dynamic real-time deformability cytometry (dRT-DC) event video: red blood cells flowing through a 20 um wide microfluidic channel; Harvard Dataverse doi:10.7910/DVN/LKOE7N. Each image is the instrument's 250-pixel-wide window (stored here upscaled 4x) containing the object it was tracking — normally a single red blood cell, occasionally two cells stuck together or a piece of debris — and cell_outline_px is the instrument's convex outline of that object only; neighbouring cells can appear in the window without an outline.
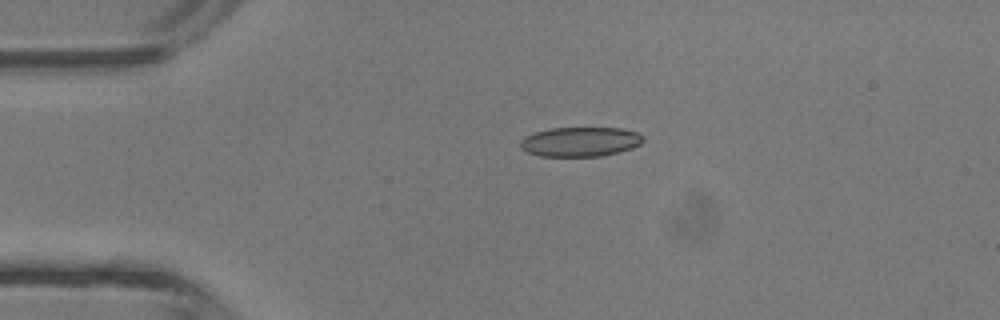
{"species": "common noctule bat (a hibernating species)", "species_latin": "Nyctalus noctula", "temperature_condition": "room temperature", "stored_images_in_passage": 5, "camera_frame_rate_fps": 3000, "um_per_image_px": 0.085, "animal": {"sex": "male", "body_mass_g": 13.3}, "frame": {"image": 1, "passage_image": 3, "time_ms": 2.333, "image_size_px": [1000, 320], "cell_outline_px": [[644, 140], [640, 144], [632, 148], [620, 152], [600, 156], [540, 156], [528, 152], [520, 148], [520, 140], [524, 136], [536, 132], [552, 128], [620, 128], [640, 132], [644, 136]], "centroid_in_image_um": [49.35, 12.04], "position_along_channel_um": 35.7, "area_um2": 21.27}}
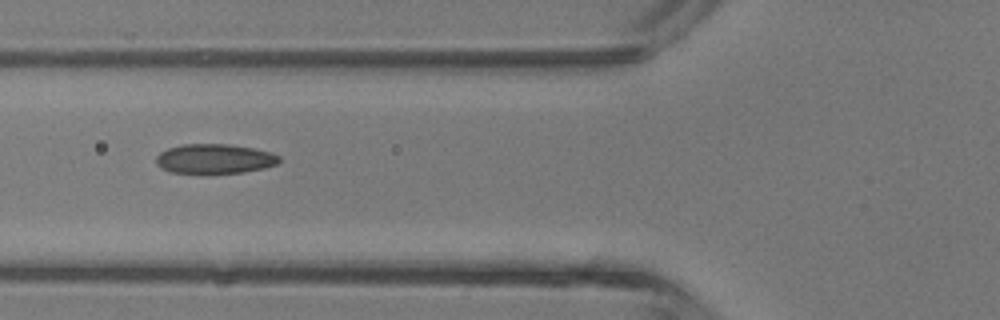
{"frame": {"image": 2, "passage_image": 5, "time_ms": 4.667, "image_size_px": [1000, 320], "cell_outline_px": [[280, 160], [276, 164], [264, 168], [244, 172], [208, 176], [200, 176], [172, 172], [160, 168], [156, 164], [156, 156], [160, 152], [168, 148], [184, 144], [228, 144], [252, 148], [272, 152], [280, 156]], "centroid_in_image_um": [18.2, 13.55], "position_along_channel_um": 107.6, "area_um2": 22.14}}